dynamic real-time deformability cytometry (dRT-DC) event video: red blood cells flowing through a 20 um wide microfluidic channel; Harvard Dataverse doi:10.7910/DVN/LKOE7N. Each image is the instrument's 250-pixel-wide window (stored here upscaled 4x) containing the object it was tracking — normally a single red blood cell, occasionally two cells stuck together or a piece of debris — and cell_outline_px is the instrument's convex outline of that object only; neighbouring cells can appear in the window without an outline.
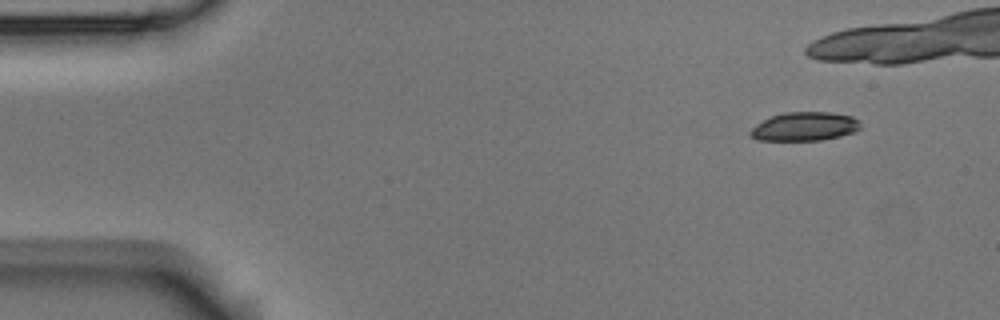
{"species": "Egyptian fruit bat (a non-hibernating species)", "species_latin": "Rousettus aegyptiacus", "temperature_condition": "room temperature", "stored_images_in_passage": 7, "camera_frame_rate_fps": 3000, "um_per_image_px": 0.085, "animal": {"sex": "male"}, "frame": {"image": 1, "passage_image": 1, "time_ms": 0.0, "image_size_px": [1000, 320], "cell_outline_px": [[860, 128], [856, 132], [840, 136], [820, 140], [756, 140], [748, 136], [748, 132], [756, 124], [772, 116], [784, 112], [828, 112], [852, 116], [860, 120]], "centroid_in_image_um": [68.39, 10.75], "position_along_channel_um": 16.6, "area_um2": 18.55}}